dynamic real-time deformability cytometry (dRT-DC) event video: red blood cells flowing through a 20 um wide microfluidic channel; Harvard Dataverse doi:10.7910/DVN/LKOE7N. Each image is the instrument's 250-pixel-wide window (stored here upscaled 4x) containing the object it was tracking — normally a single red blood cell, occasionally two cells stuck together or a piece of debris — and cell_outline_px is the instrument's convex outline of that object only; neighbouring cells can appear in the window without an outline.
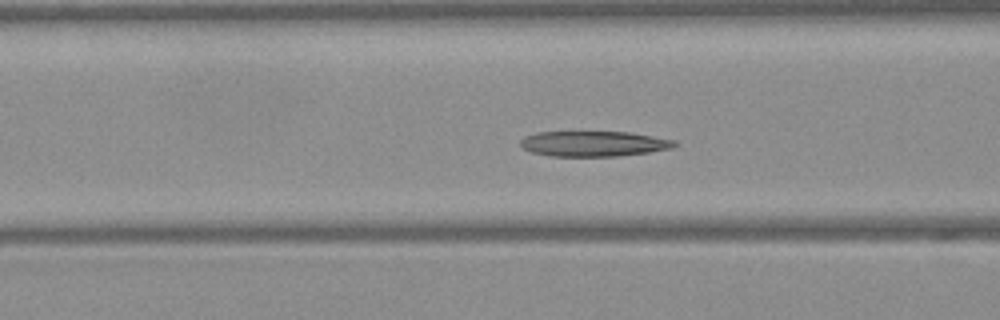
{"species": "Egyptian fruit bat (a non-hibernating species)", "species_latin": "Rousettus aegyptiacus", "temperature_condition": "warm", "stored_images_in_passage": 40, "camera_frame_rate_fps": 3000, "um_per_image_px": 0.085, "frame": {"image": 1, "passage_image": 10, "time_ms": 3.0, "image_size_px": [1000, 320], "cell_outline_px": [[680, 144], [672, 148], [648, 152], [620, 156], [548, 156], [532, 152], [524, 148], [520, 144], [520, 140], [524, 136], [536, 132], [632, 132], [676, 140]], "centroid_in_image_um": [50.5, 12.21], "position_along_channel_um": 116.1, "area_um2": 22.95}}
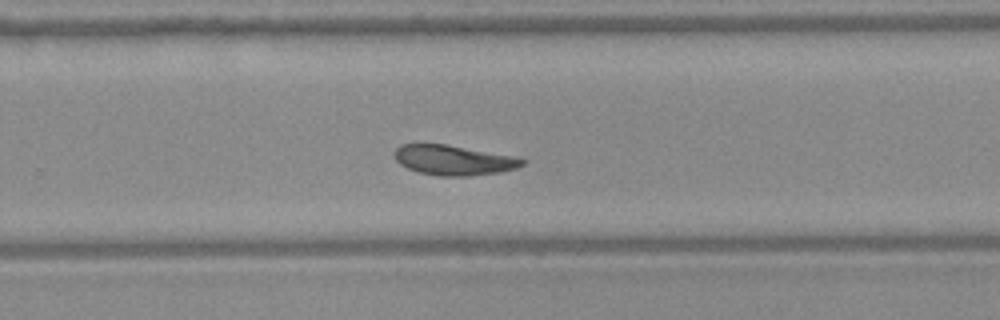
{"frame": {"image": 2, "passage_image": 23, "time_ms": 7.333, "image_size_px": [1000, 320], "cell_outline_px": [[528, 160], [524, 164], [516, 168], [500, 172], [468, 176], [440, 176], [420, 172], [408, 168], [400, 164], [396, 160], [392, 152], [400, 144], [448, 144], [512, 156]], "centroid_in_image_um": [38.54, 13.6], "position_along_channel_um": 291.3, "area_um2": 22.31}}
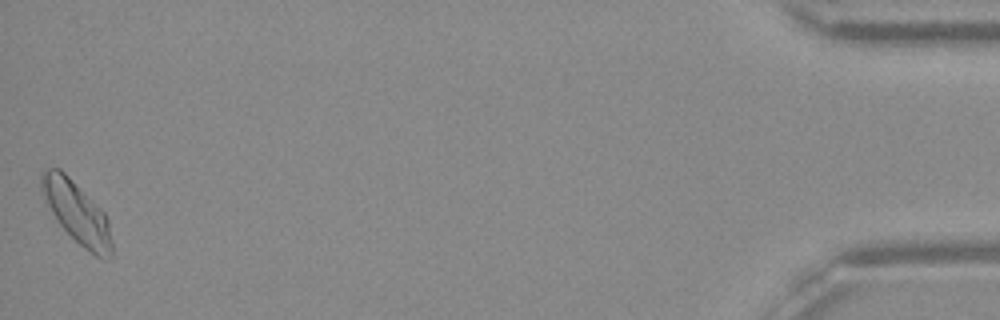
{"frame": {"image": 3, "passage_image": 40, "time_ms": 13.0, "image_size_px": [1000, 320], "cell_outline_px": [[112, 256], [108, 260], [104, 260], [96, 256], [84, 248], [60, 224], [44, 200], [40, 188], [40, 172], [44, 168], [60, 168], [104, 212], [108, 220], [112, 244]], "centroid_in_image_um": [6.52, 18.05], "position_along_channel_um": 428.7, "area_um2": 25.09}, "authors_computed_cell_mechanics": {"area_um2": 23.0044, "velocity_mm_per_s": 4.0541, "shape_relaxation_time_tau1_ms": null, "shape_relaxation_time_tau2_ms": 3.0252, "deformation_change_tau1": null, "deformation_change_tau2": 0.0835}}